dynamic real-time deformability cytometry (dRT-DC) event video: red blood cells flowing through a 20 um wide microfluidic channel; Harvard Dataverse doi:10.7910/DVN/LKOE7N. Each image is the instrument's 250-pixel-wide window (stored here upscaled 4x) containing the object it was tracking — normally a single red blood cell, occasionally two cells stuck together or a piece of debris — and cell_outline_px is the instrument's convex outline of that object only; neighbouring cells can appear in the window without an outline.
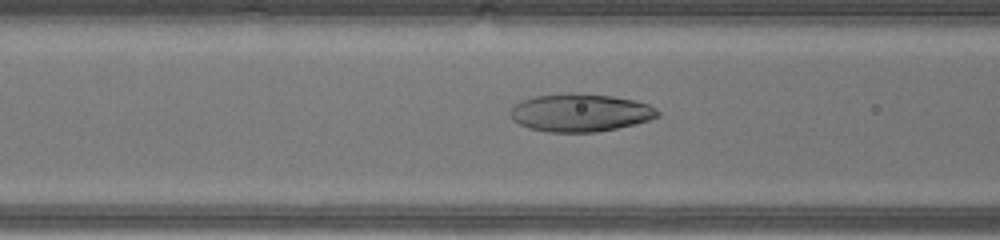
{"species": "human", "species_latin": "Homo sapiens", "temperature_condition": "warm", "stored_images_in_passage": 46, "camera_frame_rate_fps": 3000, "um_per_image_px": 0.085, "donor": {"sex": "male"}, "frame": {"image": 1, "passage_image": 18, "time_ms": 5.667, "image_size_px": [1000, 240], "cell_outline_px": [[660, 116], [652, 120], [636, 124], [596, 132], [548, 132], [528, 128], [512, 120], [508, 116], [508, 112], [520, 100], [536, 96], [568, 92], [576, 92], [612, 96], [636, 100], [648, 104], [656, 108], [660, 112]], "centroid_in_image_um": [49.33, 9.57], "position_along_channel_um": 117.3, "area_um2": 33.06}}
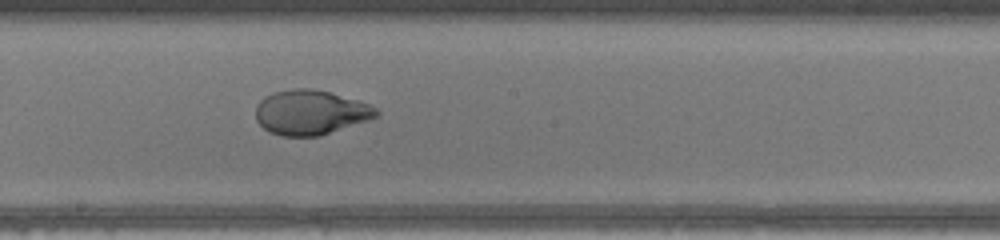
{"frame": {"image": 2, "passage_image": 25, "time_ms": 8.0, "image_size_px": [1000, 240], "cell_outline_px": [[380, 116], [320, 136], [280, 136], [264, 128], [256, 120], [256, 104], [260, 100], [276, 92], [292, 88], [312, 88], [328, 92], [356, 100], [368, 104], [376, 108], [380, 112]], "centroid_in_image_um": [26.4, 9.56], "position_along_channel_um": 221.8, "area_um2": 31.21}}
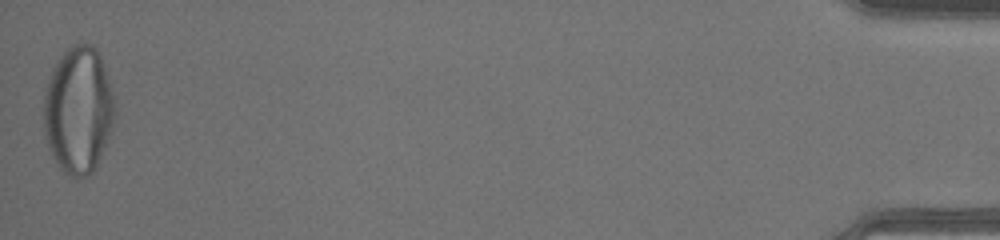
{"frame": {"image": 3, "passage_image": 46, "time_ms": 15.0, "image_size_px": [1000, 240], "cell_outline_px": [[116, 112], [112, 128], [96, 164], [92, 172], [88, 176], [72, 176], [64, 172], [60, 168], [52, 156], [48, 148], [44, 136], [44, 96], [52, 68], [60, 56], [72, 44], [92, 44], [96, 48], [100, 56], [116, 100]], "centroid_in_image_um": [6.66, 9.34], "position_along_channel_um": 428.5, "area_um2": 52.54}}